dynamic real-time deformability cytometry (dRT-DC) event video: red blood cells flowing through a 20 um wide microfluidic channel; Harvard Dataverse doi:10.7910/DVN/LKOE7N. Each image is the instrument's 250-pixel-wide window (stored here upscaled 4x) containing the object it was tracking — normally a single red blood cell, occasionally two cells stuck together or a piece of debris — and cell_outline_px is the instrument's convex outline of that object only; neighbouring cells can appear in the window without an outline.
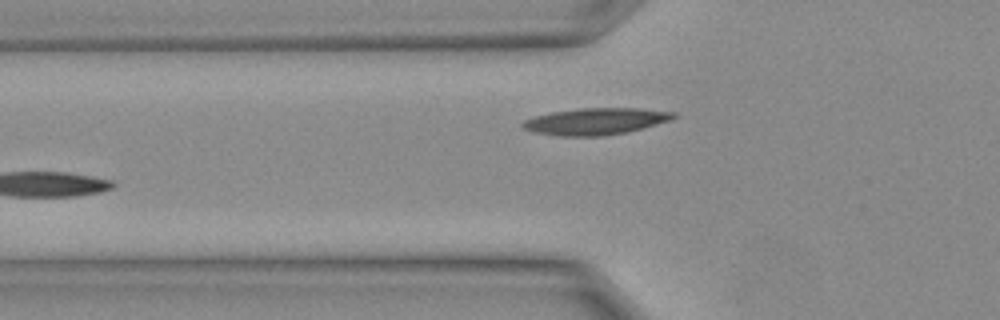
{"species": "Egyptian fruit bat (a non-hibernating species)", "species_latin": "Rousettus aegyptiacus", "temperature_condition": "warm", "stored_images_in_passage": 3, "camera_frame_rate_fps": 3000, "um_per_image_px": 0.085, "animal": {"sex": "female"}, "frame": {"image": 1, "passage_image": 3, "time_ms": 0.667, "image_size_px": [1000, 320], "cell_outline_px": [[676, 116], [672, 120], [624, 132], [600, 136], [560, 136], [536, 132], [524, 128], [520, 124], [524, 120], [532, 116], [552, 112], [580, 108], [640, 108], [676, 112]], "centroid_in_image_um": [50.62, 10.3], "position_along_channel_um": 75.2, "area_um2": 23.29}}